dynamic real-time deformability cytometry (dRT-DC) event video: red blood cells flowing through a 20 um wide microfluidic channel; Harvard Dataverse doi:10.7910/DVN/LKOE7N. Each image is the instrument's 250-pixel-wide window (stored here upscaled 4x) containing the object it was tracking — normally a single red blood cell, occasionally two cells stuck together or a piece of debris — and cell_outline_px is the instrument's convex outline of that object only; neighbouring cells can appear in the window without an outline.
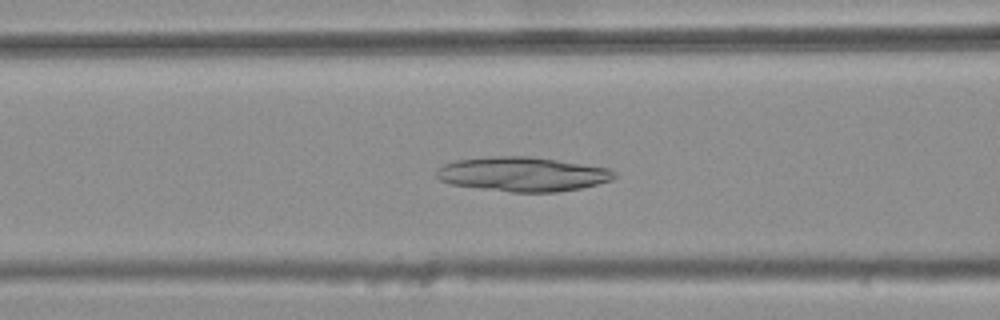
{"species": "common noctule bat (a hibernating species)", "species_latin": "Nyctalus noctula", "temperature_condition": "warm", "stored_images_in_passage": 43, "camera_frame_rate_fps": 3000, "um_per_image_px": 0.085, "animal": {"sex": "female", "body_mass_g": 25.1}, "frame": {"image": 1, "passage_image": 19, "time_ms": 6.0, "image_size_px": [1000, 320], "cell_outline_px": [[616, 176], [612, 180], [580, 188], [556, 192], [512, 192], [480, 188], [452, 184], [440, 180], [436, 176], [436, 168], [444, 164], [456, 160], [492, 156], [528, 156], [556, 160], [608, 168], [616, 172]], "centroid_in_image_um": [44.4, 14.8], "position_along_channel_um": 122.2, "area_um2": 35.43}}
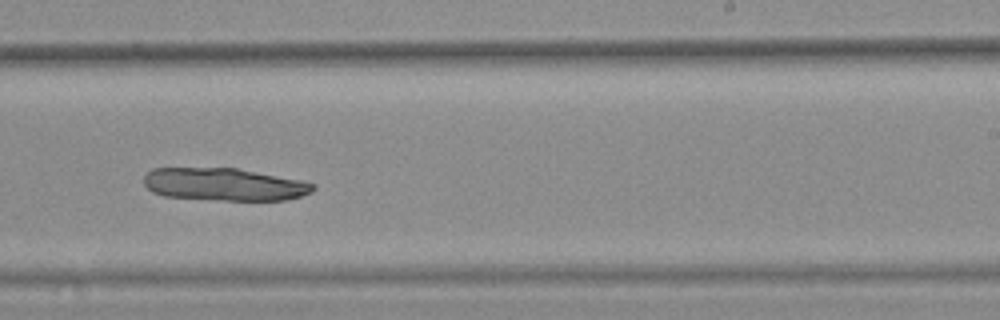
{"frame": {"image": 2, "passage_image": 31, "time_ms": 10.0, "image_size_px": [1000, 320], "cell_outline_px": [[316, 188], [312, 192], [288, 200], [224, 200], [164, 196], [152, 192], [144, 184], [144, 176], [152, 168], [236, 168], [300, 180], [316, 184]], "centroid_in_image_um": [19.06, 15.67], "position_along_channel_um": 269.9, "area_um2": 32.08}}
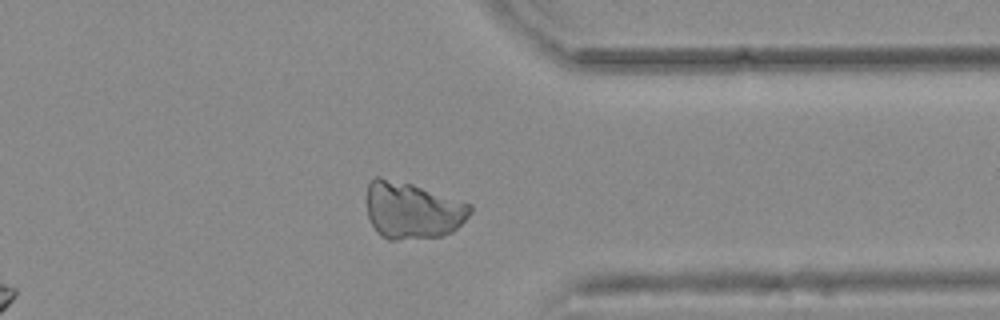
{"frame": {"image": 3, "passage_image": 40, "time_ms": 13.0, "image_size_px": [1000, 320], "cell_outline_px": [[472, 212], [452, 232], [440, 236], [396, 240], [388, 240], [380, 236], [376, 232], [368, 216], [368, 180], [376, 176], [380, 176], [412, 184], [472, 204]], "centroid_in_image_um": [35.04, 17.88], "position_along_channel_um": 376.4, "area_um2": 34.28}}